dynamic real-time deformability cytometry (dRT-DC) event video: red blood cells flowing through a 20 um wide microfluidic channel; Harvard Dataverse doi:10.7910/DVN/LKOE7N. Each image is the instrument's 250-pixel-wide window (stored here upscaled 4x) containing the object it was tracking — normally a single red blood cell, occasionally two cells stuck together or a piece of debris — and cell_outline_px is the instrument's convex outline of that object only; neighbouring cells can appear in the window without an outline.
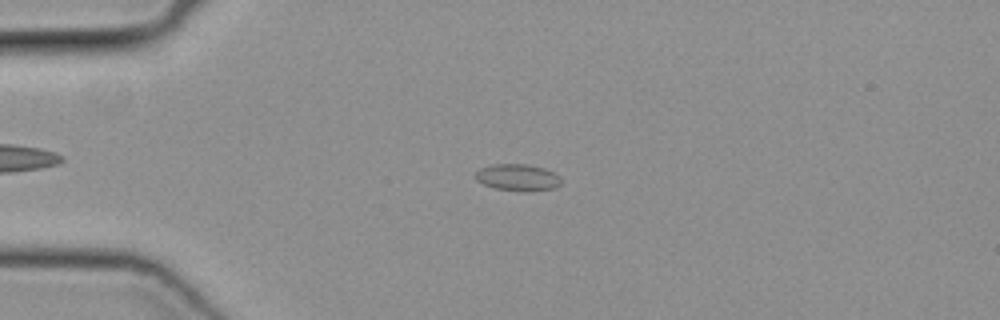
{"species": "common noctule bat (a hibernating species)", "species_latin": "Nyctalus noctula", "temperature_condition": "cold", "stored_images_in_passage": 47, "camera_frame_rate_fps": 3000, "um_per_image_px": 0.085, "animal": {"sex": "female", "body_mass_g": 19.3, "forearm_length_mm": 54.1}, "frame": {"image": 1, "passage_image": 10, "time_ms": 3.0, "image_size_px": [1000, 320], "cell_outline_px": [[560, 184], [556, 188], [496, 188], [484, 184], [476, 180], [476, 172], [480, 168], [492, 164], [528, 164], [544, 168], [560, 176]], "centroid_in_image_um": [43.97, 15.01], "position_along_channel_um": 41.0, "area_um2": 12.48}}
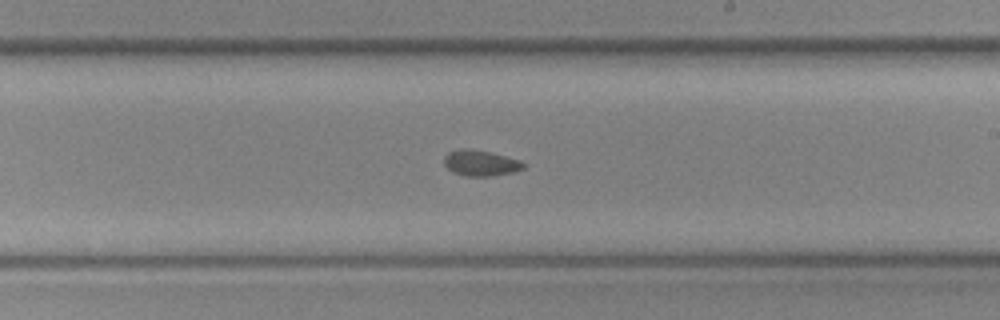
{"frame": {"image": 2, "passage_image": 27, "time_ms": 8.667, "image_size_px": [1000, 320], "cell_outline_px": [[524, 168], [512, 172], [492, 176], [464, 176], [452, 172], [444, 164], [444, 156], [448, 152], [460, 148], [468, 148], [488, 152], [520, 160], [524, 164]], "centroid_in_image_um": [40.8, 13.86], "position_along_channel_um": 248.2, "area_um2": 11.85}}
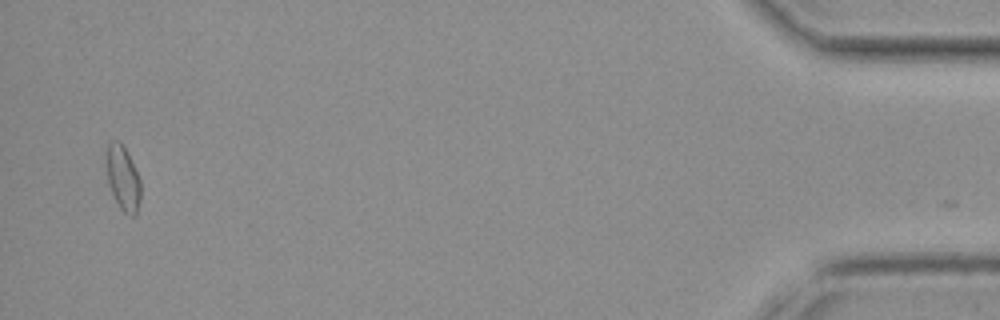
{"frame": {"image": 3, "passage_image": 46, "time_ms": 15.0, "image_size_px": [1000, 320], "cell_outline_px": [[140, 200], [136, 212], [132, 216], [128, 216], [120, 208], [108, 184], [108, 144], [116, 140], [120, 140], [128, 152], [140, 180]], "centroid_in_image_um": [10.48, 15.15], "position_along_channel_um": 424.7, "area_um2": 12.54}}